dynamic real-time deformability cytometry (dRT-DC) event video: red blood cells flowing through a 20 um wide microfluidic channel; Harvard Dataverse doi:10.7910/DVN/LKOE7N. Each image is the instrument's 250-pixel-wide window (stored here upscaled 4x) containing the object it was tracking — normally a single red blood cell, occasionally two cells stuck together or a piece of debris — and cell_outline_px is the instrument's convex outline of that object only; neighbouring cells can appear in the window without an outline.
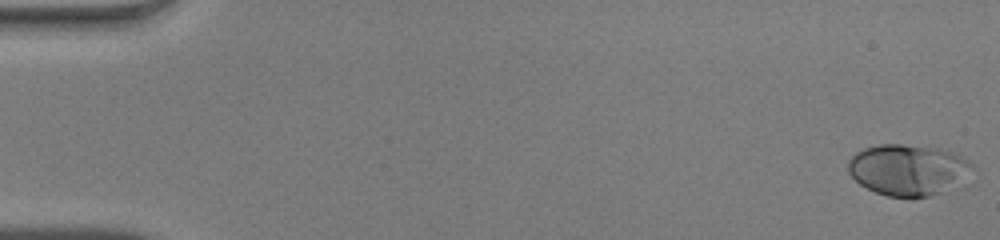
{"species": "human", "species_latin": "Homo sapiens", "temperature_condition": "warm", "stored_images_in_passage": 51, "camera_frame_rate_fps": 3000, "um_per_image_px": 0.085, "donor": {"sex": "male"}, "frame": {"image": 1, "passage_image": 1, "time_ms": 0.0, "image_size_px": [1000, 240], "cell_outline_px": [[972, 168], [968, 188], [928, 196], [888, 196], [876, 192], [860, 184], [848, 172], [848, 160], [856, 152], [864, 148], [880, 144], [900, 144], [948, 152], [960, 156], [968, 160], [972, 164]], "centroid_in_image_um": [77.29, 14.49], "position_along_channel_um": 7.7, "area_um2": 37.4}}
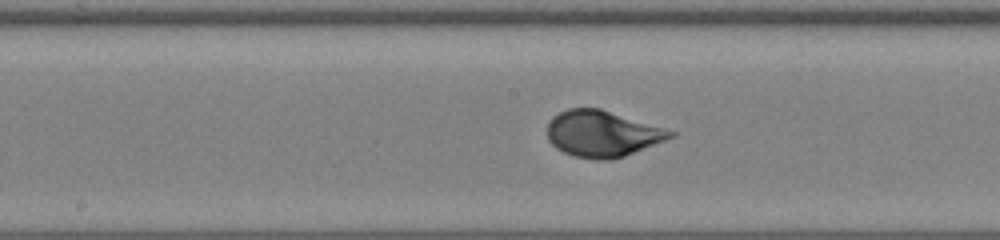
{"frame": {"image": 2, "passage_image": 27, "time_ms": 8.667, "image_size_px": [1000, 240], "cell_outline_px": [[676, 136], [624, 156], [612, 160], [596, 160], [576, 156], [564, 152], [556, 148], [548, 140], [548, 124], [552, 116], [568, 108], [600, 108], [664, 128], [676, 132]], "centroid_in_image_um": [51.19, 11.36], "position_along_channel_um": 197.0, "area_um2": 33.0}}
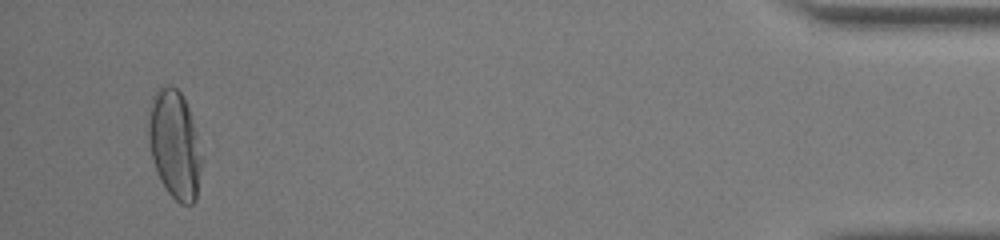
{"frame": {"image": 3, "passage_image": 49, "time_ms": 16.0, "image_size_px": [1000, 240], "cell_outline_px": [[200, 172], [196, 200], [192, 204], [180, 204], [168, 192], [160, 180], [156, 172], [152, 160], [148, 136], [148, 104], [152, 96], [160, 88], [168, 84], [172, 84], [180, 92], [188, 108], [196, 132], [200, 156]], "centroid_in_image_um": [14.8, 12.27], "position_along_channel_um": 420.4, "area_um2": 33.41}, "authors_computed_cell_mechanics": {"area_um2": 33.0038, "velocity_mm_per_s": 4.0611, "shape_relaxation_time_tau1_ms": 3.245, "shape_relaxation_time_tau2_ms": null, "deformation_change_tau1": 0.2005, "deformation_change_tau2": null}}